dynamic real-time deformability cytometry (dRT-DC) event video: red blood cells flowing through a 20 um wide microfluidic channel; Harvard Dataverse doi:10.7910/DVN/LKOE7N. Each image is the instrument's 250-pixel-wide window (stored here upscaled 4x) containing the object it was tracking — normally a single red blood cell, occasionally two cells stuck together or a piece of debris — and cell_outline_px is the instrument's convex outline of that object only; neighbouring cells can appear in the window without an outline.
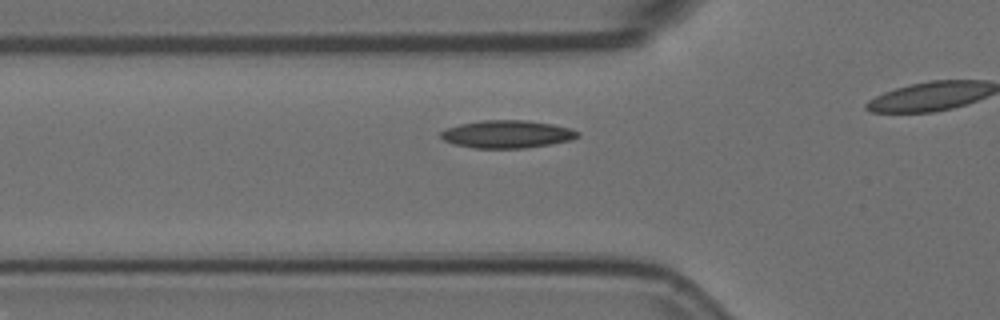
{"species": "Egyptian fruit bat (a non-hibernating species)", "species_latin": "Rousettus aegyptiacus", "temperature_condition": "room temperature", "stored_images_in_passage": 17, "camera_frame_rate_fps": 3000, "um_per_image_px": 0.085, "animal": {"sex": "female"}, "frame": {"image": 1, "passage_image": 12, "time_ms": 3.667, "image_size_px": [1000, 320], "cell_outline_px": [[580, 136], [572, 140], [524, 148], [476, 148], [456, 144], [444, 140], [440, 136], [440, 132], [448, 128], [460, 124], [480, 120], [524, 120], [552, 124], [568, 128], [580, 132]], "centroid_in_image_um": [43.11, 11.4], "position_along_channel_um": 82.7, "area_um2": 21.91}}
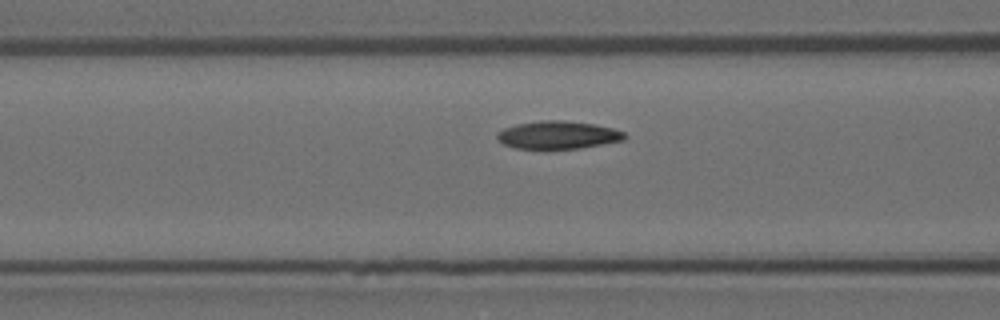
{"frame": {"image": 2, "passage_image": 15, "time_ms": 4.667, "image_size_px": [1000, 320], "cell_outline_px": [[628, 136], [624, 140], [580, 148], [516, 148], [504, 144], [496, 136], [496, 132], [504, 128], [516, 124], [540, 120], [564, 120], [592, 124], [612, 128], [624, 132]], "centroid_in_image_um": [47.43, 11.46], "position_along_channel_um": 119.2, "area_um2": 20.52}}